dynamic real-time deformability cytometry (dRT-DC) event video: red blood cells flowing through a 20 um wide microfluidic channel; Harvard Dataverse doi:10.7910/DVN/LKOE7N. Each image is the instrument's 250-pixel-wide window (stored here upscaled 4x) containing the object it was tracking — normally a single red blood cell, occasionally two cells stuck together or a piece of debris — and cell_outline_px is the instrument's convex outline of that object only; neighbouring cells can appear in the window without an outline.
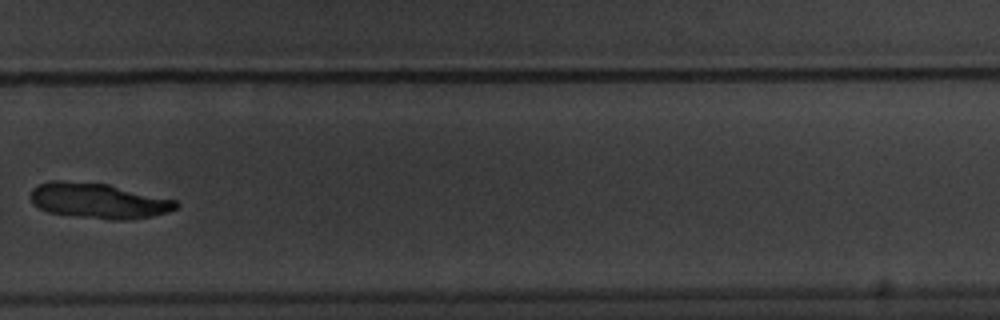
{"species": "common noctule bat (a hibernating species)", "species_latin": "Nyctalus noctula", "temperature_condition": "warm", "stored_images_in_passage": 14, "camera_frame_rate_fps": 3000, "um_per_image_px": 0.085, "animal": {"sex": "male", "body_mass_g": 20.1, "forearm_length_mm": 53.5}, "frame": {"image": 1, "passage_image": 10, "time_ms": 11.667, "image_size_px": [1000, 320], "cell_outline_px": [[180, 204], [176, 208], [168, 212], [152, 216], [124, 220], [116, 220], [80, 216], [48, 212], [32, 204], [32, 188], [48, 180], [64, 180], [108, 184], [176, 200]], "centroid_in_image_um": [8.38, 17.05], "position_along_channel_um": 321.4, "area_um2": 29.77}}
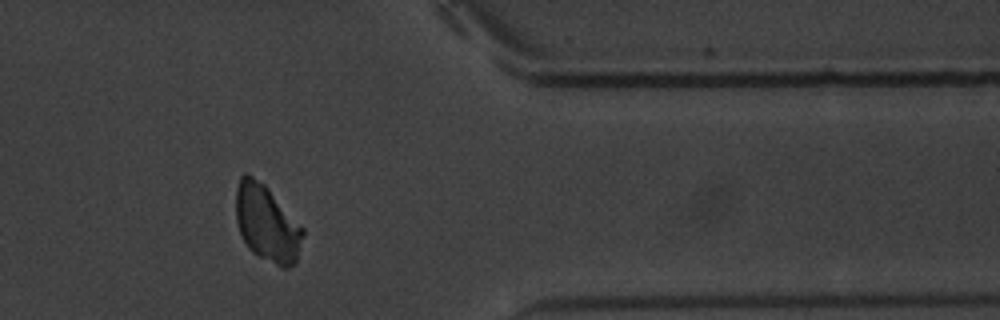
{"frame": {"image": 2, "passage_image": 12, "time_ms": 14.0, "image_size_px": [1000, 320], "cell_outline_px": [[304, 236], [296, 264], [288, 268], [280, 268], [252, 252], [248, 248], [240, 232], [236, 220], [236, 188], [240, 176], [244, 172], [248, 172], [264, 184], [268, 188], [304, 228]], "centroid_in_image_um": [22.7, 19.0], "position_along_channel_um": 388.7, "area_um2": 30.23}}